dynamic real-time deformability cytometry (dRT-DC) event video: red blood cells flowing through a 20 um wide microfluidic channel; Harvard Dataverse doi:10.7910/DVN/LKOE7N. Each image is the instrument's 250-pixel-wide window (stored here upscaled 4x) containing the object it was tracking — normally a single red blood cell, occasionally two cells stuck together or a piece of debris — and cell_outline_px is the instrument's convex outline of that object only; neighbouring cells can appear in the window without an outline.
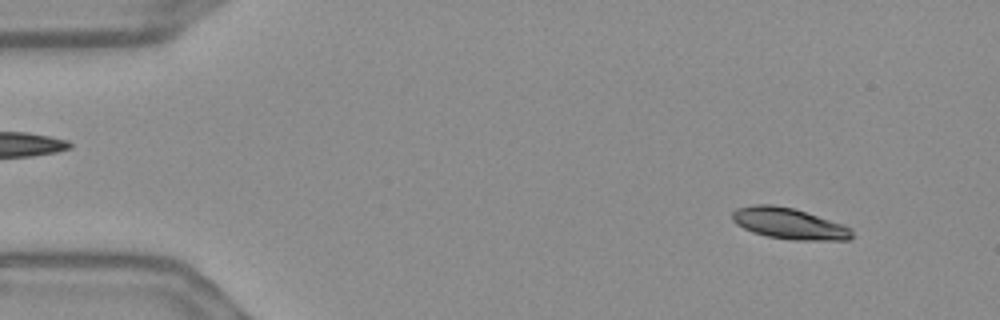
{"species": "Egyptian fruit bat (a non-hibernating species)", "species_latin": "Rousettus aegyptiacus", "temperature_condition": "warm", "stored_images_in_passage": 55, "camera_frame_rate_fps": 3000, "um_per_image_px": 0.085, "frame": {"image": 1, "passage_image": 5, "time_ms": 1.333, "image_size_px": [1000, 320], "cell_outline_px": [[852, 236], [848, 240], [792, 240], [768, 236], [752, 232], [736, 224], [732, 220], [732, 212], [736, 208], [752, 204], [772, 204], [792, 208], [844, 224], [852, 228]], "centroid_in_image_um": [67.05, 19.0], "position_along_channel_um": 17.9, "area_um2": 21.73}}
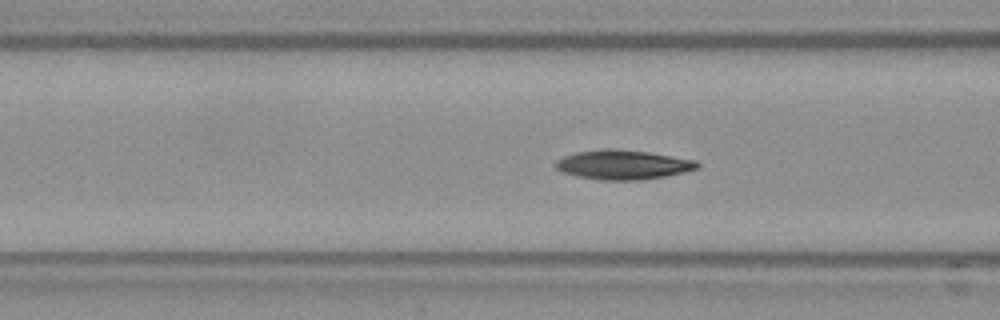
{"frame": {"image": 2, "passage_image": 21, "time_ms": 6.667, "image_size_px": [1000, 320], "cell_outline_px": [[700, 164], [696, 168], [684, 172], [664, 176], [640, 180], [600, 180], [576, 176], [564, 172], [556, 168], [552, 164], [556, 160], [564, 156], [576, 152], [608, 148], [648, 152], [696, 160]], "centroid_in_image_um": [52.91, 14.0], "position_along_channel_um": 113.7, "area_um2": 24.16}}
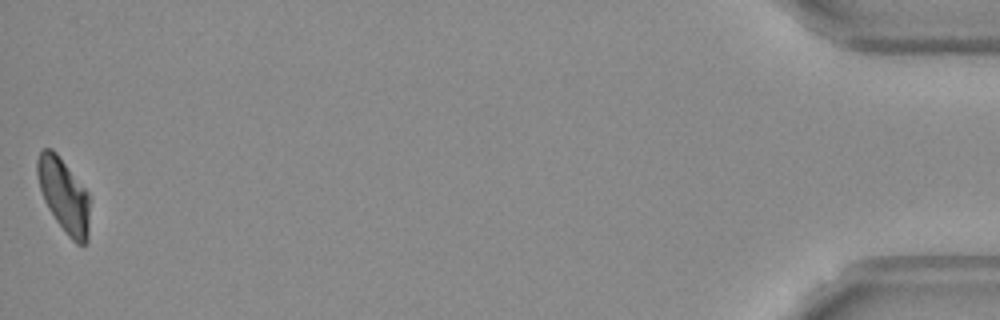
{"frame": {"image": 3, "passage_image": 55, "time_ms": 18.0, "image_size_px": [1000, 320], "cell_outline_px": [[88, 240], [84, 244], [76, 244], [68, 236], [56, 220], [48, 208], [44, 200], [40, 188], [36, 172], [36, 160], [40, 152], [44, 148], [52, 148], [56, 152], [88, 192]], "centroid_in_image_um": [5.4, 16.59], "position_along_channel_um": 429.8, "area_um2": 22.31}, "authors_computed_cell_mechanics": {"area_um2": 23.5246, "velocity_mm_per_s": 3.64, "shape_relaxation_time_tau1_ms": 3.6919, "shape_relaxation_time_tau2_ms": 10.6938, "deformation_change_tau1": 0.1482, "deformation_change_tau2": 0.1368}}